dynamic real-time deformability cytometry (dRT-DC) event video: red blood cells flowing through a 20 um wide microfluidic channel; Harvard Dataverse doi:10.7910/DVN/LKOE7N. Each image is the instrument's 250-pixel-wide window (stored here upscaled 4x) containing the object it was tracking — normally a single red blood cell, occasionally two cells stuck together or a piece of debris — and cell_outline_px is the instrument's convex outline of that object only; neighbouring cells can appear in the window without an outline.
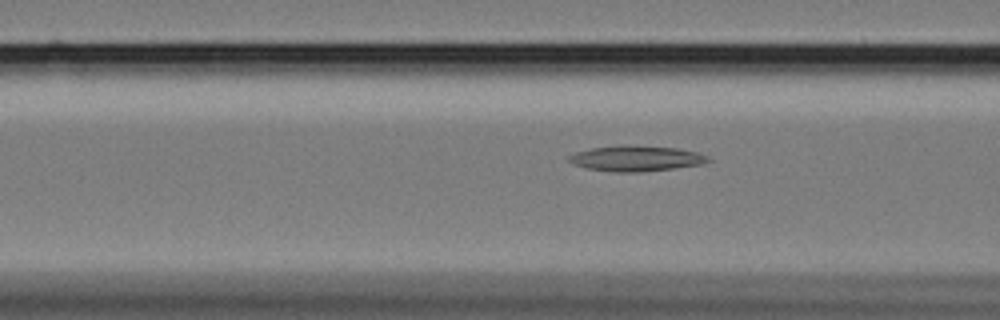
{"species": "Egyptian fruit bat (a non-hibernating species)", "species_latin": "Rousettus aegyptiacus", "temperature_condition": "cold", "stored_images_in_passage": 40, "camera_frame_rate_fps": 3000, "um_per_image_px": 0.085, "animal": {"sex": "female"}, "frame": {"image": 1, "passage_image": 9, "time_ms": 2.667, "image_size_px": [1000, 320], "cell_outline_px": [[712, 160], [700, 164], [672, 168], [636, 172], [612, 172], [588, 168], [576, 164], [568, 160], [568, 156], [576, 152], [592, 148], [616, 144], [628, 144], [676, 148], [696, 152], [708, 156]], "centroid_in_image_um": [54.05, 13.44], "position_along_channel_um": 112.5, "area_um2": 20.63}}
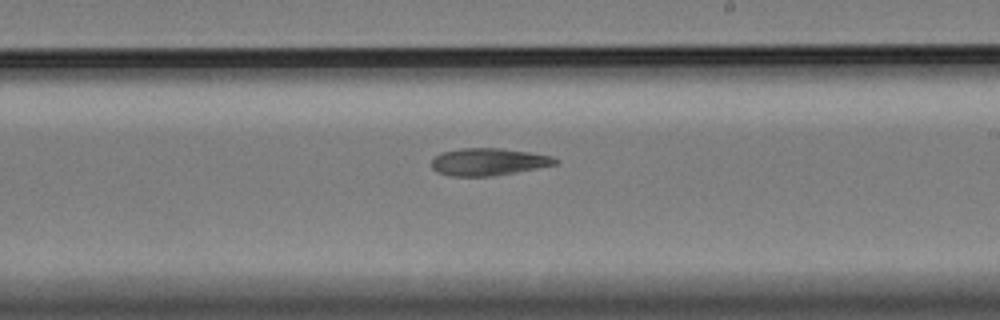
{"frame": {"image": 2, "passage_image": 21, "time_ms": 6.667, "image_size_px": [1000, 320], "cell_outline_px": [[560, 160], [556, 164], [536, 168], [492, 176], [452, 176], [436, 172], [432, 168], [432, 160], [440, 152], [460, 148], [500, 148], [528, 152], [552, 156]], "centroid_in_image_um": [41.48, 13.75], "position_along_channel_um": 247.5, "area_um2": 19.59}}
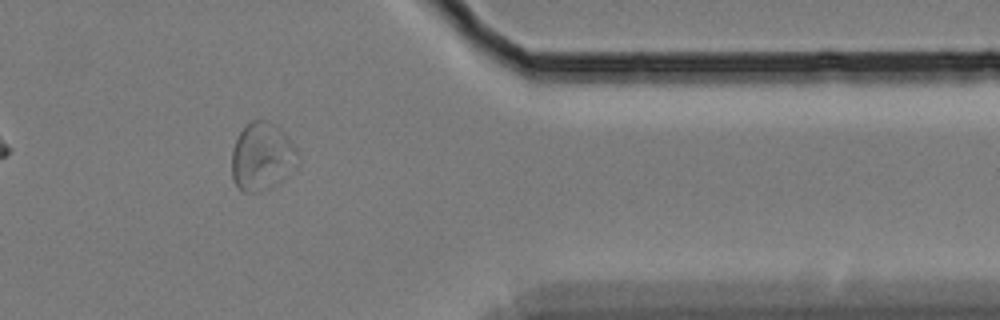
{"frame": {"image": 3, "passage_image": 35, "time_ms": 11.333, "image_size_px": [1000, 320], "cell_outline_px": [[300, 160], [280, 180], [244, 192], [232, 180], [232, 148], [244, 124], [252, 120], [264, 120], [288, 136], [296, 148], [300, 156]], "centroid_in_image_um": [22.24, 13.22], "position_along_channel_um": 389.2, "area_um2": 25.03}}